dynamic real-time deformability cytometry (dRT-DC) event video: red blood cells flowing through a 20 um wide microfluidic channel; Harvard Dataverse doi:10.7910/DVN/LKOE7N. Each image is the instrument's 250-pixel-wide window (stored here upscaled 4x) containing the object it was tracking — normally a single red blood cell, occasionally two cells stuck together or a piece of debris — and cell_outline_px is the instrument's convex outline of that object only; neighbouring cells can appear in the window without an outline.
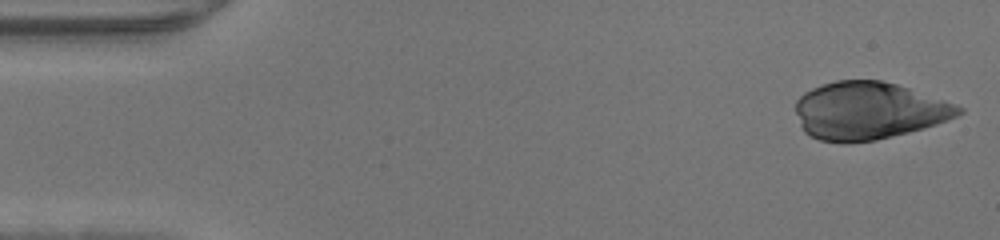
{"species": "human", "species_latin": "Homo sapiens", "temperature_condition": "warm", "stored_images_in_passage": 45, "camera_frame_rate_fps": 3000, "um_per_image_px": 0.085, "donor": {"sex": "male"}, "frame": {"image": 1, "passage_image": 1, "time_ms": 0.0, "image_size_px": [1000, 240], "cell_outline_px": [[964, 112], [956, 116], [936, 124], [924, 128], [876, 140], [848, 144], [840, 144], [820, 140], [804, 132], [800, 124], [796, 112], [796, 100], [804, 92], [820, 84], [836, 80], [880, 80], [896, 84], [956, 104], [964, 108]], "centroid_in_image_um": [73.8, 9.42], "position_along_channel_um": 11.2, "area_um2": 54.74}}
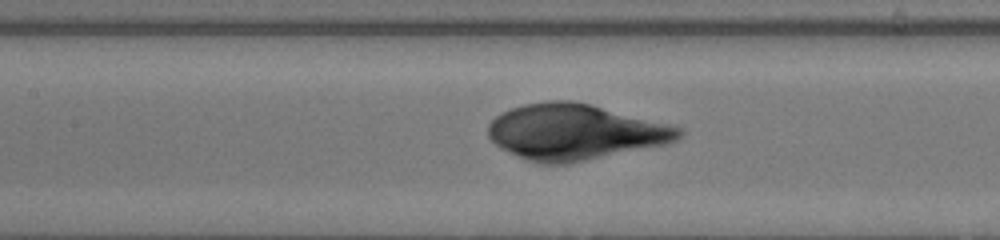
{"frame": {"image": 2, "passage_image": 20, "time_ms": 6.333, "image_size_px": [1000, 240], "cell_outline_px": [[684, 132], [676, 140], [668, 144], [568, 164], [536, 164], [516, 156], [500, 148], [488, 136], [488, 124], [496, 116], [512, 108], [524, 104], [548, 100], [572, 100], [592, 104], [684, 128]], "centroid_in_image_um": [48.87, 11.23], "position_along_channel_um": 158.5, "area_um2": 62.31}}
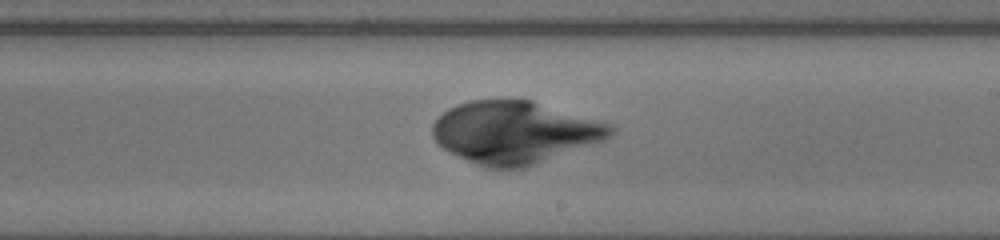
{"frame": {"image": 3, "passage_image": 26, "time_ms": 8.333, "image_size_px": [1000, 240], "cell_outline_px": [[616, 128], [604, 140], [524, 168], [484, 168], [444, 148], [432, 136], [432, 124], [448, 108], [456, 104], [472, 100], [532, 100], [612, 124]], "centroid_in_image_um": [43.75, 11.24], "position_along_channel_um": 245.2, "area_um2": 64.1}}